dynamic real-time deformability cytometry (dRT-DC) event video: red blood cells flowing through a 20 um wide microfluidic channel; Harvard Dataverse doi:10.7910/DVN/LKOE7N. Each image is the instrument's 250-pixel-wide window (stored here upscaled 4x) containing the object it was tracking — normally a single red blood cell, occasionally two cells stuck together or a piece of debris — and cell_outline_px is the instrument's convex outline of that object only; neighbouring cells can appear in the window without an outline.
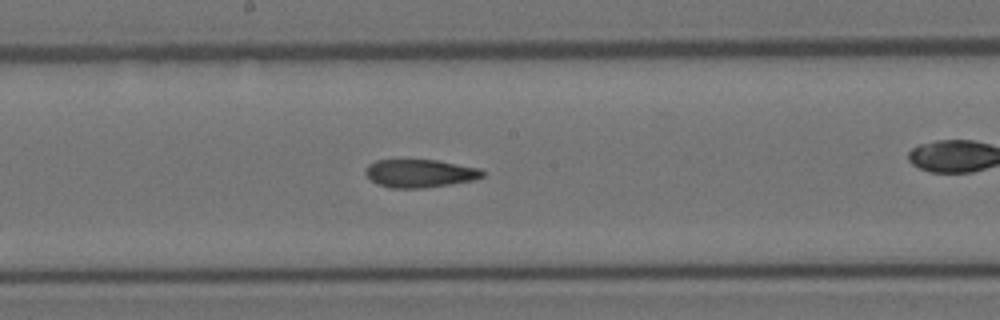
{"species": "Egyptian fruit bat (a non-hibernating species)", "species_latin": "Rousettus aegyptiacus", "temperature_condition": "room temperature", "stored_images_in_passage": 28, "camera_frame_rate_fps": 3000, "um_per_image_px": 0.085, "animal": {"sex": "female"}, "frame": {"image": 1, "passage_image": 9, "time_ms": 2.667, "image_size_px": [1000, 320], "cell_outline_px": [[484, 176], [472, 180], [448, 184], [420, 188], [392, 188], [376, 184], [364, 172], [368, 164], [376, 160], [436, 160], [480, 168], [484, 172]], "centroid_in_image_um": [35.66, 14.73], "position_along_channel_um": 212.5, "area_um2": 18.96}}
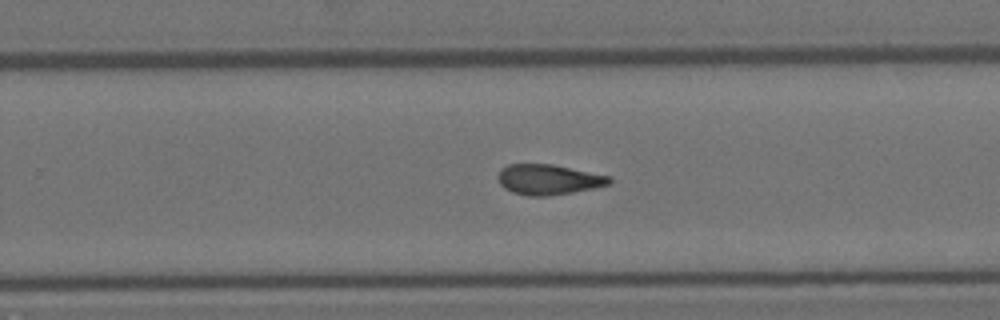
{"frame": {"image": 2, "passage_image": 13, "time_ms": 4.0, "image_size_px": [1000, 320], "cell_outline_px": [[612, 184], [572, 192], [548, 196], [528, 196], [512, 192], [504, 188], [500, 184], [496, 176], [500, 168], [508, 164], [552, 164], [612, 176]], "centroid_in_image_um": [46.61, 15.25], "position_along_channel_um": 283.2, "area_um2": 19.88}}
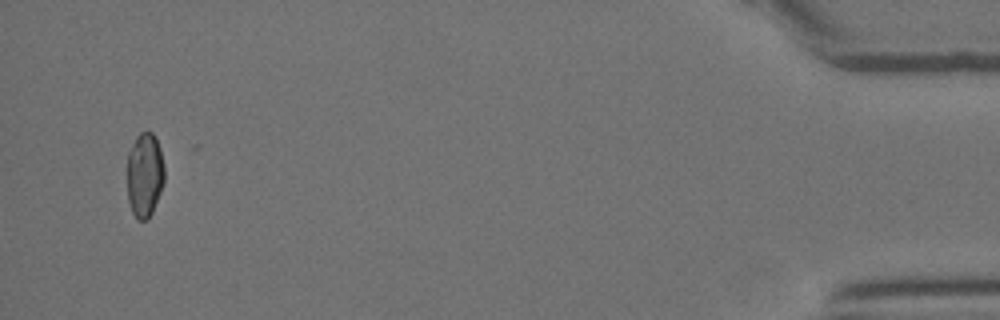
{"frame": {"image": 3, "passage_image": 28, "time_ms": 9.0, "image_size_px": [1000, 320], "cell_outline_px": [[164, 180], [160, 192], [152, 212], [148, 220], [136, 220], [132, 212], [128, 200], [128, 152], [136, 136], [140, 132], [148, 128], [152, 132], [160, 148], [164, 164]], "centroid_in_image_um": [12.29, 14.84], "position_along_channel_um": 422.9, "area_um2": 18.5}}